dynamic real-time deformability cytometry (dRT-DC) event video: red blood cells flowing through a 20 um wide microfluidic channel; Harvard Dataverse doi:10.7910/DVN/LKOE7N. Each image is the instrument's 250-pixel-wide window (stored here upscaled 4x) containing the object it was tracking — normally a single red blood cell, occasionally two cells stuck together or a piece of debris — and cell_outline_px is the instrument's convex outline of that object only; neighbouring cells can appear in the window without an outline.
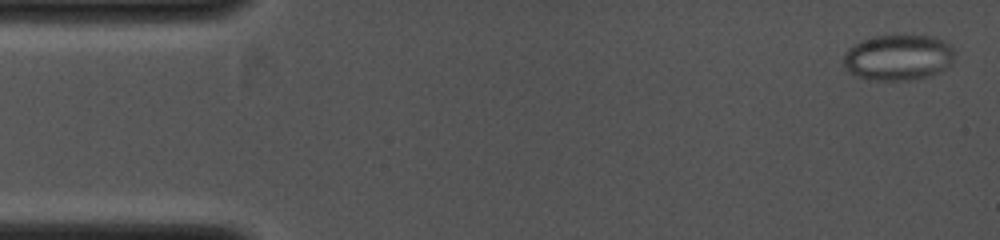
{"species": "common noctule bat (a hibernating species)", "species_latin": "Nyctalus noctula", "temperature_condition": "cold", "stored_images_in_passage": 30, "camera_frame_rate_fps": 4000, "um_per_image_px": 0.085, "animal": {"sex": "female", "body_mass_g": 19.0, "forearm_length_mm": 53.3}, "frame": {"image": 1, "passage_image": 1, "time_ms": 0.0, "image_size_px": [1000, 240], "cell_outline_px": [[956, 52], [952, 64], [948, 68], [940, 72], [916, 80], [876, 80], [856, 76], [848, 72], [844, 68], [844, 52], [848, 48], [864, 40], [876, 36], [936, 36], [944, 40]], "centroid_in_image_um": [76.39, 4.9], "position_along_channel_um": 8.6, "area_um2": 29.88}}
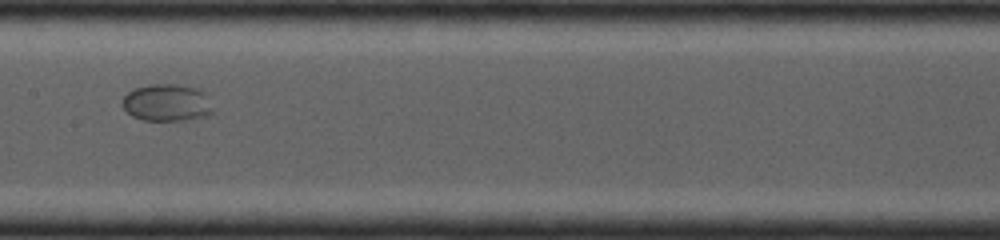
{"frame": {"image": 2, "passage_image": 17, "time_ms": 6.0, "image_size_px": [1000, 240], "cell_outline_px": [[212, 112], [208, 116], [188, 120], [144, 120], [132, 116], [120, 104], [124, 96], [128, 92], [136, 88], [148, 84], [176, 84], [196, 88], [204, 92], [208, 96], [212, 108]], "centroid_in_image_um": [14.19, 8.73], "position_along_channel_um": 193.2, "area_um2": 19.71}}
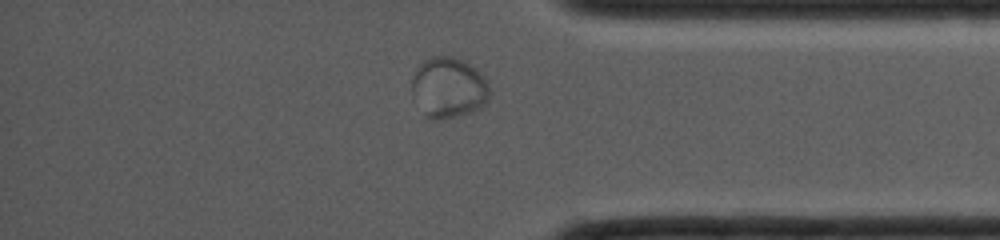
{"frame": {"image": 3, "passage_image": 27, "time_ms": 10.0, "image_size_px": [1000, 240], "cell_outline_px": [[488, 96], [484, 104], [480, 108], [472, 112], [460, 116], [440, 120], [428, 120], [424, 116], [412, 100], [412, 80], [416, 68], [428, 56], [452, 56], [472, 64], [484, 76], [488, 84]], "centroid_in_image_um": [38.08, 7.47], "position_along_channel_um": 397.1, "area_um2": 28.15}}